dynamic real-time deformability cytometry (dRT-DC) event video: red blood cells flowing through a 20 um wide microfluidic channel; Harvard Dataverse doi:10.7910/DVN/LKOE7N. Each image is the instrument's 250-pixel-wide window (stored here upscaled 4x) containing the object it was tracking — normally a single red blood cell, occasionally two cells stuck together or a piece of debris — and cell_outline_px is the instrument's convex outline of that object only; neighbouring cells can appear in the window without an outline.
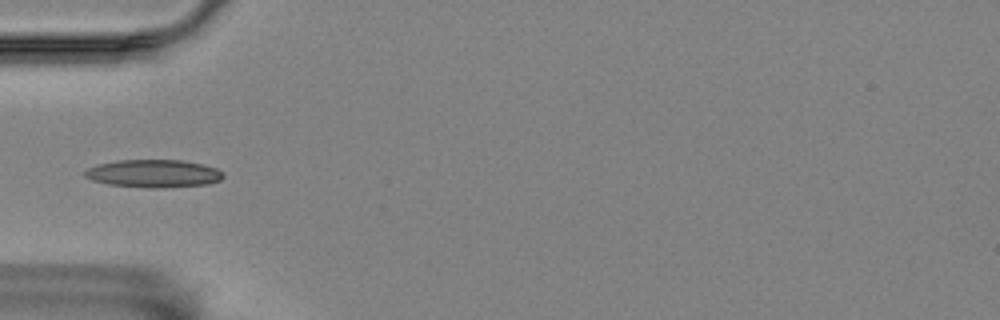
{"species": "Egyptian fruit bat (a non-hibernating species)", "species_latin": "Rousettus aegyptiacus", "temperature_condition": "room temperature", "stored_images_in_passage": 5, "camera_frame_rate_fps": 3000, "um_per_image_px": 0.085, "animal": {"sex": "female"}, "frame": {"image": 1, "passage_image": 4, "time_ms": 1.0, "image_size_px": [1000, 320], "cell_outline_px": [[224, 176], [220, 180], [208, 184], [160, 188], [148, 188], [108, 184], [92, 180], [84, 176], [84, 172], [88, 168], [100, 164], [120, 160], [180, 160], [200, 164], [216, 168], [224, 172]], "centroid_in_image_um": [13.07, 14.76], "position_along_channel_um": 71.9, "area_um2": 22.31}}
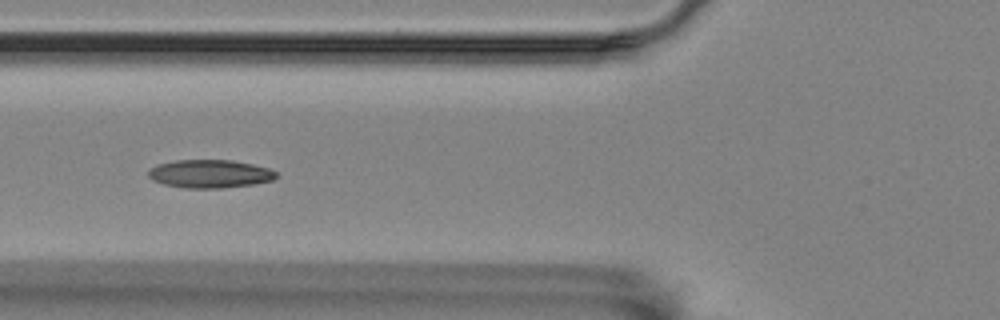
{"frame": {"image": 2, "passage_image": 5, "time_ms": 1.333, "image_size_px": [1000, 320], "cell_outline_px": [[276, 176], [272, 180], [252, 184], [220, 188], [184, 188], [164, 184], [152, 180], [148, 176], [148, 172], [152, 168], [160, 164], [176, 160], [232, 160], [252, 164], [268, 168], [276, 172]], "centroid_in_image_um": [17.83, 14.77], "position_along_channel_um": 108.0, "area_um2": 20.75}}